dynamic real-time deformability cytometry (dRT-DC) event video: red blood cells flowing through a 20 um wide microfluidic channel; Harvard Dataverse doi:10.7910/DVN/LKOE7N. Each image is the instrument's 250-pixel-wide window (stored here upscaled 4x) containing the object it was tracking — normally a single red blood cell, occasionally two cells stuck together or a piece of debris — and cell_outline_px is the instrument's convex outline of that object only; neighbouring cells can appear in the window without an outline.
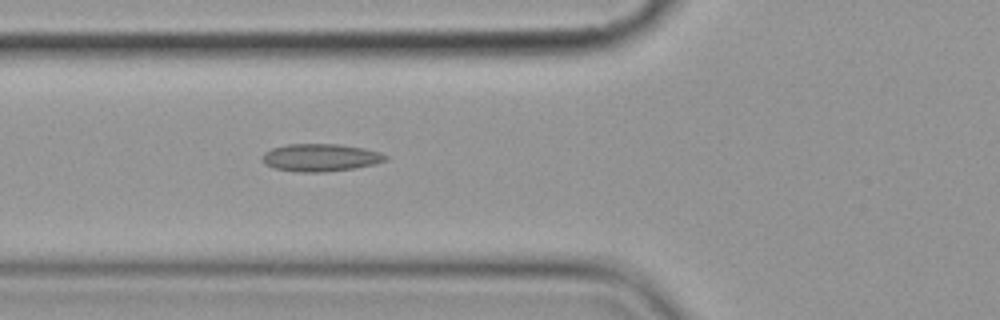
{"species": "common noctule bat (a hibernating species)", "species_latin": "Nyctalus noctula", "temperature_condition": "cold", "stored_images_in_passage": 6, "camera_frame_rate_fps": 3000, "um_per_image_px": 0.085, "animal": {"sex": "female", "body_mass_g": 19.9}, "frame": {"image": 1, "passage_image": 6, "time_ms": 6.667, "image_size_px": [1000, 320], "cell_outline_px": [[388, 160], [356, 168], [324, 172], [296, 172], [276, 168], [264, 164], [264, 152], [272, 148], [288, 144], [340, 144], [364, 148], [380, 152], [388, 156]], "centroid_in_image_um": [27.27, 13.39], "position_along_channel_um": 98.5, "area_um2": 19.77}}